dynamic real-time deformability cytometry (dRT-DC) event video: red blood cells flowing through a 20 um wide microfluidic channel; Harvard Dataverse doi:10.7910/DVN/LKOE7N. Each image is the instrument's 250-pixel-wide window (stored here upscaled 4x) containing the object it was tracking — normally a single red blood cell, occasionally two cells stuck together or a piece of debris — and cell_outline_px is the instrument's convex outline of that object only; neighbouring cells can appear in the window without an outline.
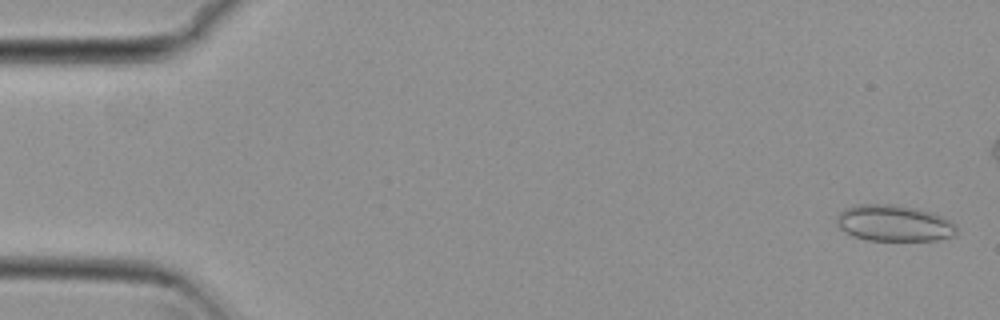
{"species": "common noctule bat (a hibernating species)", "species_latin": "Nyctalus noctula", "temperature_condition": "cold", "stored_images_in_passage": 48, "camera_frame_rate_fps": 3000, "um_per_image_px": 0.085, "animal": {"sex": "female", "body_mass_g": 29.2, "forearm_length_mm": 56.3}, "frame": {"image": 1, "passage_image": 2, "time_ms": 0.333, "image_size_px": [1000, 320], "cell_outline_px": [[956, 232], [952, 236], [940, 240], [868, 240], [852, 236], [840, 228], [836, 224], [836, 216], [844, 208], [860, 204], [892, 204], [916, 208], [932, 212], [948, 220], [956, 228]], "centroid_in_image_um": [75.94, 18.97], "position_along_channel_um": 9.1, "area_um2": 25.26}}
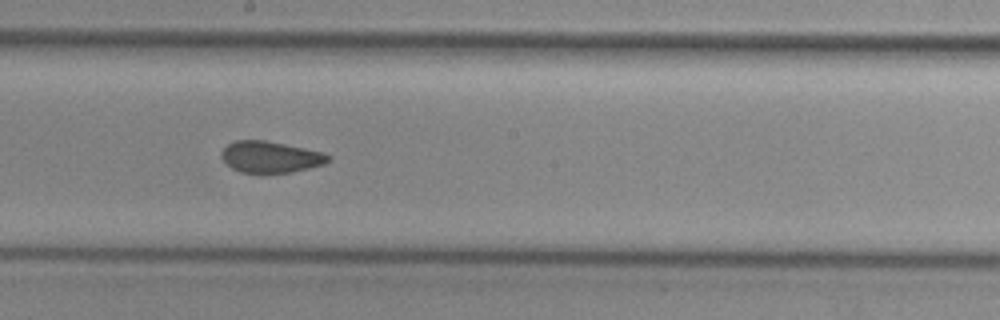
{"frame": {"image": 2, "passage_image": 30, "time_ms": 9.667, "image_size_px": [1000, 320], "cell_outline_px": [[332, 156], [324, 164], [292, 172], [240, 172], [232, 168], [220, 156], [220, 152], [228, 144], [236, 140], [264, 140], [324, 152]], "centroid_in_image_um": [22.99, 13.33], "position_along_channel_um": 225.2, "area_um2": 19.31}}
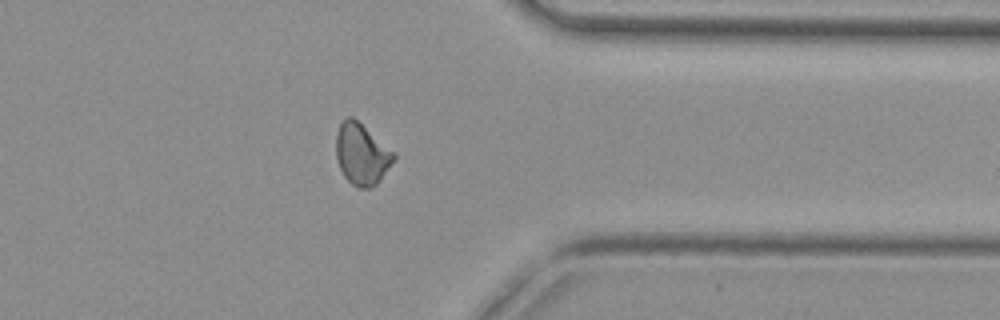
{"frame": {"image": 3, "passage_image": 43, "time_ms": 14.0, "image_size_px": [1000, 320], "cell_outline_px": [[396, 156], [376, 184], [372, 188], [356, 188], [344, 176], [336, 160], [336, 136], [340, 124], [348, 116], [352, 116], [396, 152]], "centroid_in_image_um": [30.74, 13.1], "position_along_channel_um": 380.7, "area_um2": 20.52}, "authors_computed_cell_mechanics": {"area_um2": 20.4901, "velocity_mm_per_s": 3.8132, "shape_relaxation_time_tau1_ms": null, "shape_relaxation_time_tau2_ms": 1.6241, "deformation_change_tau1": null, "deformation_change_tau2": 0.0698}}